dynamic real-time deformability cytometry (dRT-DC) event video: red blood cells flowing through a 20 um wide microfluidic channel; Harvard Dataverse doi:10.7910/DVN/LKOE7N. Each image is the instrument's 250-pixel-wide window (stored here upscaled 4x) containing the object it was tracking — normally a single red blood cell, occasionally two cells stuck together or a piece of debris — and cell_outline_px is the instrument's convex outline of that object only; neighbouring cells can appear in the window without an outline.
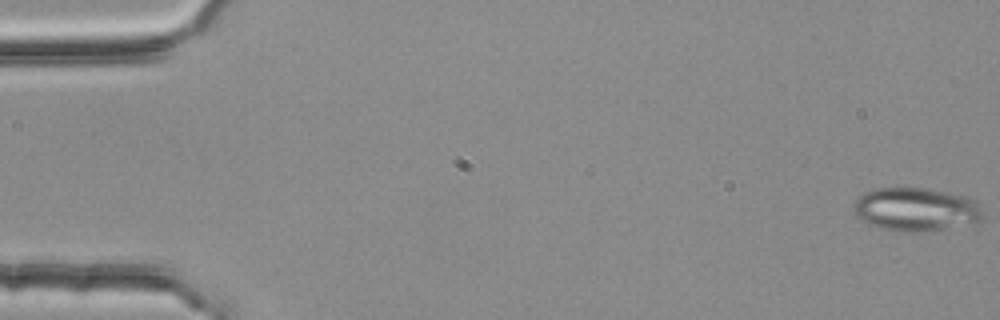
{"species": "common noctule bat (a hibernating species)", "species_latin": "Nyctalus noctula", "temperature_condition": "room temperature", "stored_images_in_passage": 55, "camera_frame_rate_fps": 3000, "um_per_image_px": 0.085, "animal": {"sex": "female", "body_mass_g": 25.1}, "frame": {"image": 1, "passage_image": 1, "time_ms": 0.0, "image_size_px": [1000, 320], "cell_outline_px": [[984, 220], [976, 224], [912, 232], [880, 228], [868, 224], [860, 220], [856, 216], [852, 208], [852, 204], [864, 192], [872, 188], [924, 188], [948, 192], [968, 196], [980, 200], [984, 216]], "centroid_in_image_um": [77.91, 17.78], "position_along_channel_um": 7.1, "area_um2": 33.35}}
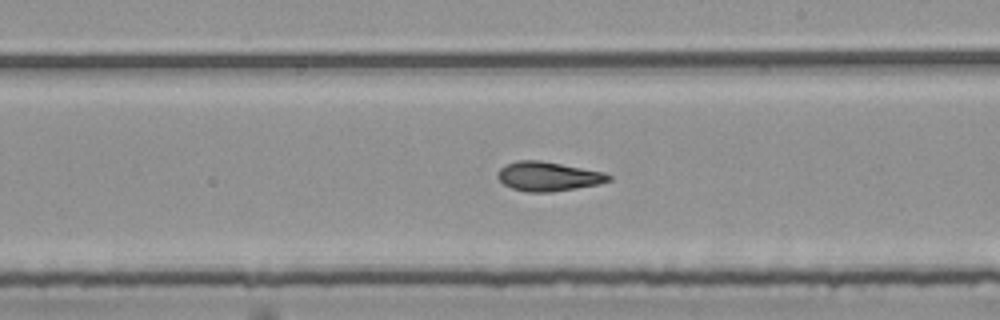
{"frame": {"image": 2, "passage_image": 32, "time_ms": 10.333, "image_size_px": [1000, 320], "cell_outline_px": [[612, 180], [600, 184], [552, 192], [528, 192], [512, 188], [504, 184], [496, 176], [496, 172], [504, 164], [516, 160], [540, 160], [604, 172], [612, 176]], "centroid_in_image_um": [46.58, 14.99], "position_along_channel_um": 242.4, "area_um2": 19.07}}
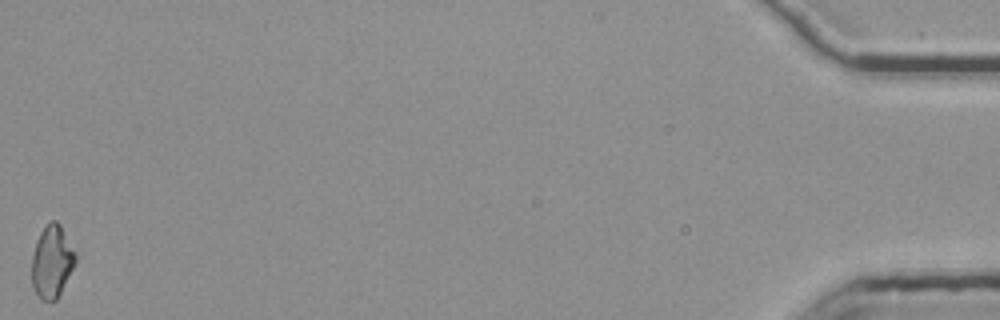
{"frame": {"image": 3, "passage_image": 55, "time_ms": 18.0, "image_size_px": [1000, 320], "cell_outline_px": [[76, 260], [56, 300], [40, 300], [32, 288], [32, 256], [36, 240], [40, 232], [48, 220], [56, 220], [60, 224], [76, 252]], "centroid_in_image_um": [4.39, 22.2], "position_along_channel_um": 430.8, "area_um2": 18.44}, "authors_computed_cell_mechanics": {"area_um2": 19.074, "velocity_mm_per_s": 3.7696, "shape_relaxation_time_tau1_ms": null, "shape_relaxation_time_tau2_ms": 3.3214, "deformation_change_tau1": null, "deformation_change_tau2": 0.1164}}